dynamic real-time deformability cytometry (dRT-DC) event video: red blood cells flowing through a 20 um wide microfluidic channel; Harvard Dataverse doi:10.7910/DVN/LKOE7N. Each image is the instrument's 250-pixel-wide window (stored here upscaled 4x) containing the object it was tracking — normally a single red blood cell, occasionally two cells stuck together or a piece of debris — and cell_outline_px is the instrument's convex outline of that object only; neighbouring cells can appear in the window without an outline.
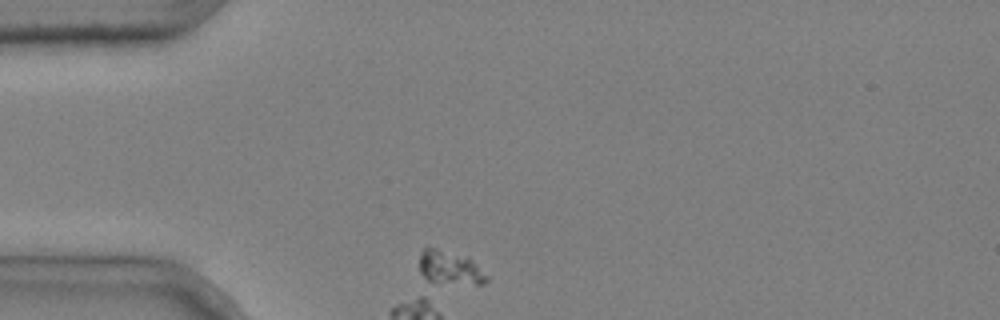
{"species": "common noctule bat (a hibernating species)", "species_latin": "Nyctalus noctula", "temperature_condition": "cold", "stored_images_in_passage": 35, "segment_of_instrument_passage": [1, 3], "camera_frame_rate_fps": 3000, "um_per_image_px": 0.085, "animal": {"sex": "male", "body_mass_g": 20.4}, "frame": {"image": 1, "passage_image": 1, "time_ms": 0.0, "image_size_px": [1000, 320], "cell_outline_px": [[488, 280], [484, 284], [428, 284], [420, 272], [420, 252], [424, 248], [436, 248], [468, 256], [488, 276]], "centroid_in_image_um": [38.22, 22.8], "position_along_channel_um": 46.8, "area_um2": 13.7}}